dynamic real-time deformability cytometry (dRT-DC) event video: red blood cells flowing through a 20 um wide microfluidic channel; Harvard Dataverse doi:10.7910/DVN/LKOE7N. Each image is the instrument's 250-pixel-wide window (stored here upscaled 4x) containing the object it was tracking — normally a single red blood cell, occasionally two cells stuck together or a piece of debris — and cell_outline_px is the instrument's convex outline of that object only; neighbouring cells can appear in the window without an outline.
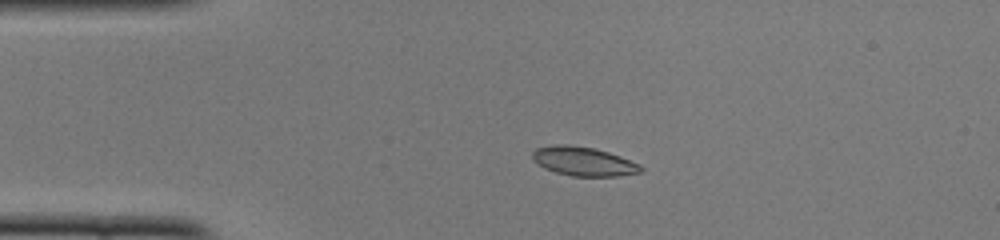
{"species": "common noctule bat (a hibernating species)", "species_latin": "Nyctalus noctula", "temperature_condition": "cold", "stored_images_in_passage": 50, "camera_frame_rate_fps": 3000, "um_per_image_px": 0.085, "animal": {"sex": "female", "body_mass_g": 22.0, "forearm_length_mm": 56.7}, "frame": {"image": 1, "passage_image": 11, "time_ms": 3.333, "image_size_px": [1000, 240], "cell_outline_px": [[644, 168], [640, 172], [620, 176], [572, 176], [556, 172], [544, 168], [532, 160], [532, 152], [536, 148], [556, 144], [568, 144], [592, 148], [608, 152], [620, 156], [640, 164]], "centroid_in_image_um": [49.59, 13.71], "position_along_channel_um": 35.4, "area_um2": 18.32}}
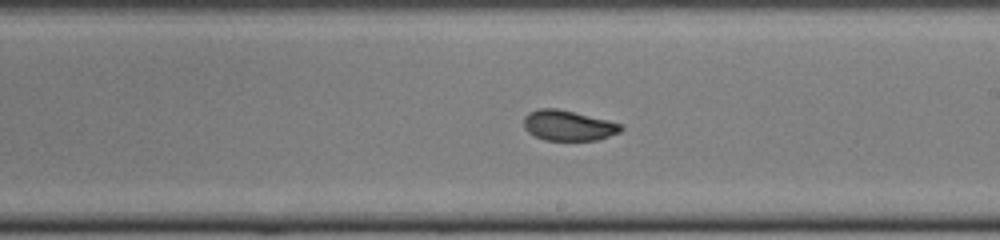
{"frame": {"image": 2, "passage_image": 29, "time_ms": 9.333, "image_size_px": [1000, 240], "cell_outline_px": [[624, 128], [620, 132], [596, 140], [544, 140], [528, 132], [524, 128], [524, 116], [528, 112], [540, 108], [556, 108], [608, 120], [624, 124]], "centroid_in_image_um": [48.3, 10.66], "position_along_channel_um": 240.7, "area_um2": 17.17}}
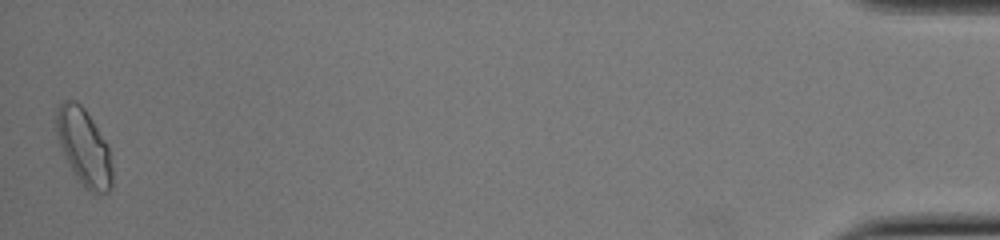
{"frame": {"image": 3, "passage_image": 50, "time_ms": 16.333, "image_size_px": [1000, 240], "cell_outline_px": [[112, 188], [108, 192], [96, 196], [88, 192], [84, 188], [76, 176], [56, 136], [56, 108], [64, 100], [76, 100], [84, 108], [92, 120], [104, 140], [108, 148], [112, 168]], "centroid_in_image_um": [7.14, 12.54], "position_along_channel_um": 428.1, "area_um2": 24.8}}